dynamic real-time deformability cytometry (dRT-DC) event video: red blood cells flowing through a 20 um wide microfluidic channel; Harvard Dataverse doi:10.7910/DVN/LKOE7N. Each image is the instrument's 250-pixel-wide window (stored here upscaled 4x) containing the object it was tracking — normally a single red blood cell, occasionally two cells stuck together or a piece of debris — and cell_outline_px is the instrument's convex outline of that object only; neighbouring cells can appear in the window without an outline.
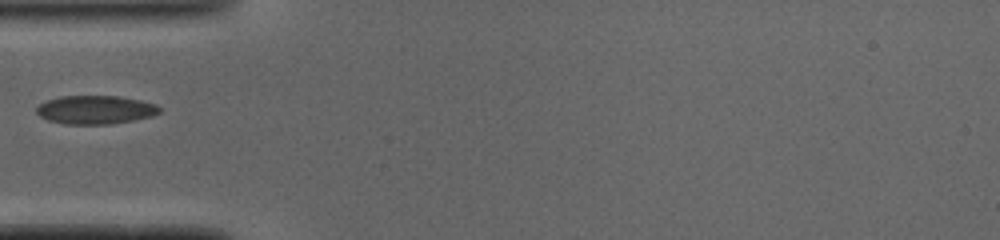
{"species": "common noctule bat (a hibernating species)", "species_latin": "Nyctalus noctula", "temperature_condition": "cold", "stored_images_in_passage": 32, "camera_frame_rate_fps": 3000, "um_per_image_px": 0.085, "animal": {"sex": "male", "body_mass_g": 19.0, "forearm_length_mm": 50.8}, "frame": {"image": 1, "passage_image": 1, "time_ms": 0.0, "image_size_px": [1000, 240], "cell_outline_px": [[160, 112], [152, 116], [112, 124], [64, 124], [48, 120], [40, 116], [36, 112], [36, 108], [40, 104], [48, 100], [60, 96], [120, 96], [140, 100], [156, 104], [160, 108]], "centroid_in_image_um": [8.11, 9.33], "position_along_channel_um": 76.9, "area_um2": 20.4}}